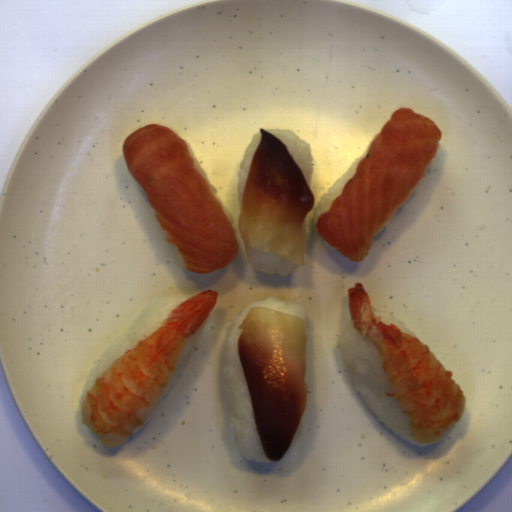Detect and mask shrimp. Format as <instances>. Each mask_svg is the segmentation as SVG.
I'll return each instance as SVG.
<instances>
[{
    "instance_id": "obj_1",
    "label": "shrimp",
    "mask_w": 512,
    "mask_h": 512,
    "mask_svg": "<svg viewBox=\"0 0 512 512\" xmlns=\"http://www.w3.org/2000/svg\"><path fill=\"white\" fill-rule=\"evenodd\" d=\"M219 293L205 289L175 306L153 333L113 360L87 390L82 423L107 447L130 439L150 418L184 342L202 327Z\"/></svg>"
},
{
    "instance_id": "obj_2",
    "label": "shrimp",
    "mask_w": 512,
    "mask_h": 512,
    "mask_svg": "<svg viewBox=\"0 0 512 512\" xmlns=\"http://www.w3.org/2000/svg\"><path fill=\"white\" fill-rule=\"evenodd\" d=\"M348 310L352 326L361 338L368 337L380 359L392 393L404 413L411 439L419 443L439 440L452 424L460 421L466 396L429 345L392 324L378 321L370 296L362 282L348 288Z\"/></svg>"
}]
</instances>
